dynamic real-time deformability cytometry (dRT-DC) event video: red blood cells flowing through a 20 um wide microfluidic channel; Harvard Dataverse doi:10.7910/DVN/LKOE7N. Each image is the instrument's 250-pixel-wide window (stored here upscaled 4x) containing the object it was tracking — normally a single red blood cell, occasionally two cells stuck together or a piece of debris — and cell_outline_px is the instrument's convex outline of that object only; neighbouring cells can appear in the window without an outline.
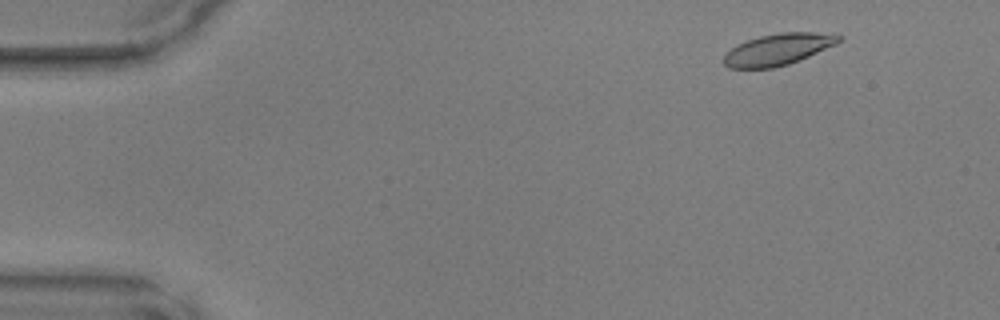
{"species": "common noctule bat (a hibernating species)", "species_latin": "Nyctalus noctula", "temperature_condition": "warm", "stored_images_in_passage": 47, "camera_frame_rate_fps": 3000, "um_per_image_px": 0.085, "animal": {"sex": "male", "body_mass_g": 17.9, "forearm_length_mm": 54.2}, "frame": {"image": 1, "passage_image": 4, "time_ms": 1.0, "image_size_px": [1000, 320], "cell_outline_px": [[840, 40], [836, 44], [808, 56], [788, 64], [772, 68], [728, 68], [724, 64], [724, 56], [732, 48], [748, 40], [760, 36], [780, 32], [812, 32], [840, 36]], "centroid_in_image_um": [66.1, 4.2], "position_along_channel_um": 18.9, "area_um2": 20.58}}
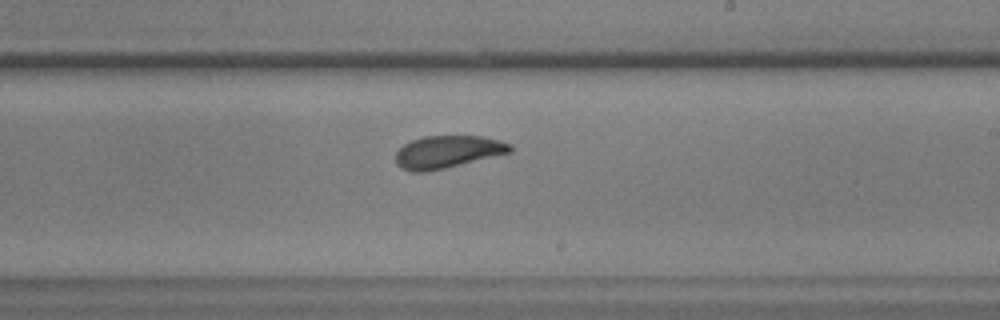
{"frame": {"image": 2, "passage_image": 28, "time_ms": 9.0, "image_size_px": [1000, 320], "cell_outline_px": [[512, 152], [428, 172], [412, 172], [400, 168], [396, 164], [396, 152], [404, 144], [412, 140], [424, 136], [480, 136], [500, 140], [512, 144]], "centroid_in_image_um": [38.03, 12.91], "position_along_channel_um": 251.0, "area_um2": 21.73}}
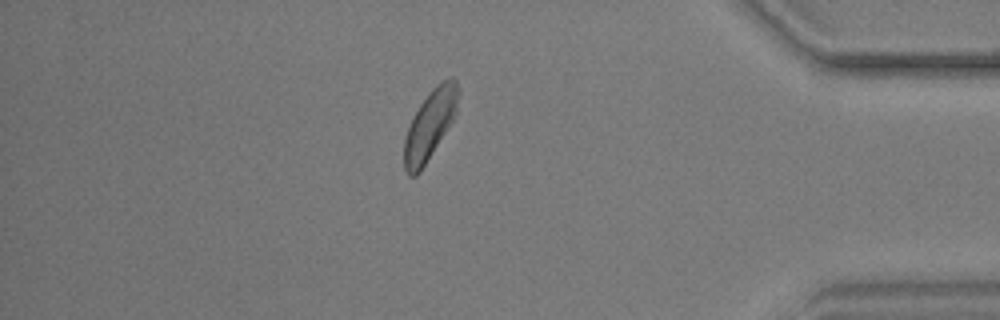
{"frame": {"image": 3, "passage_image": 41, "time_ms": 13.333, "image_size_px": [1000, 320], "cell_outline_px": [[456, 112], [452, 120], [420, 172], [416, 176], [408, 176], [404, 168], [404, 140], [408, 128], [420, 104], [428, 92], [436, 84], [448, 76], [452, 76], [456, 80]], "centroid_in_image_um": [36.5, 10.61], "position_along_channel_um": 398.7, "area_um2": 21.21}}